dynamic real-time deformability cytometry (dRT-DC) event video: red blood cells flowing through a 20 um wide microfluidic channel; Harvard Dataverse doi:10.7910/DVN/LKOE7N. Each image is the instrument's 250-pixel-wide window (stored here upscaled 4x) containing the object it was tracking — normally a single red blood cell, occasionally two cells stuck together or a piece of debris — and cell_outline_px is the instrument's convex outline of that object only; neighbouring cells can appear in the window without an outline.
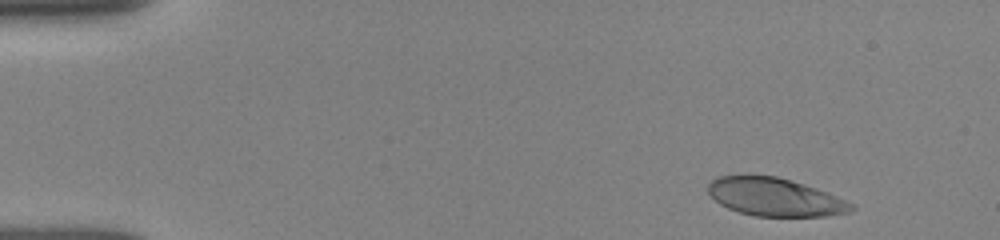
{"species": "human", "species_latin": "Homo sapiens", "temperature_condition": "room temperature", "stored_images_in_passage": 49, "camera_frame_rate_fps": 3000, "um_per_image_px": 0.085, "donor": {"sex": "female"}, "frame": {"image": 1, "passage_image": 3, "time_ms": 0.667, "image_size_px": [1000, 240], "cell_outline_px": [[856, 208], [852, 212], [828, 216], [756, 216], [740, 212], [728, 208], [720, 204], [708, 192], [708, 184], [712, 180], [720, 176], [740, 172], [748, 172], [776, 176], [804, 184], [816, 188], [856, 204]], "centroid_in_image_um": [65.86, 16.71], "position_along_channel_um": 19.1, "area_um2": 32.54}}
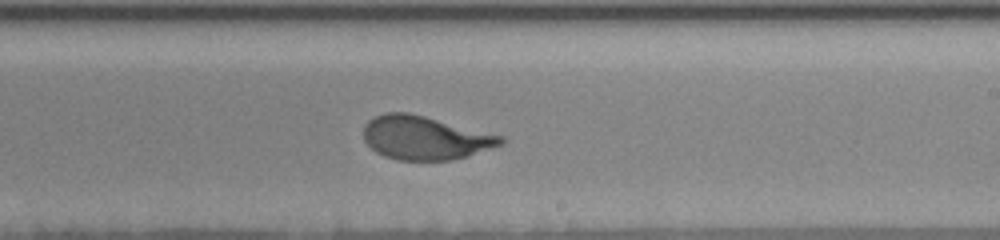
{"frame": {"image": 2, "passage_image": 29, "time_ms": 9.333, "image_size_px": [1000, 240], "cell_outline_px": [[504, 144], [468, 156], [452, 160], [396, 160], [384, 156], [376, 152], [364, 140], [364, 124], [368, 120], [384, 112], [408, 112], [504, 136]], "centroid_in_image_um": [36.12, 11.72], "position_along_channel_um": 252.9, "area_um2": 34.91}}
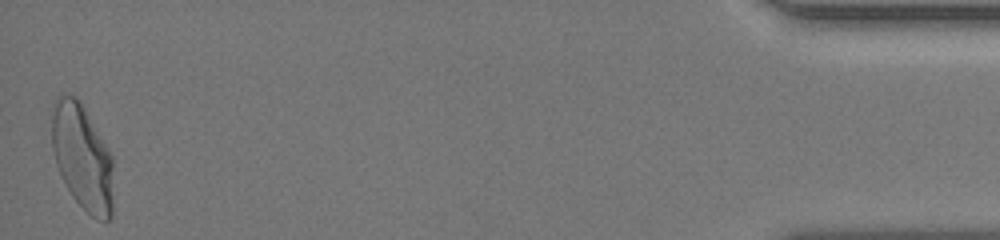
{"frame": {"image": 3, "passage_image": 49, "time_ms": 16.0, "image_size_px": [1000, 240], "cell_outline_px": [[112, 216], [108, 220], [96, 220], [72, 196], [56, 164], [52, 148], [52, 104], [60, 96], [76, 96], [80, 100], [108, 148], [112, 156]], "centroid_in_image_um": [7.0, 13.35], "position_along_channel_um": 428.2, "area_um2": 37.57}, "authors_computed_cell_mechanics": {"area_um2": 34.9112, "velocity_mm_per_s": 3.8693, "shape_relaxation_time_tau1_ms": 3.9498, "shape_relaxation_time_tau2_ms": null, "deformation_change_tau1": 0.179, "deformation_change_tau2": null}}